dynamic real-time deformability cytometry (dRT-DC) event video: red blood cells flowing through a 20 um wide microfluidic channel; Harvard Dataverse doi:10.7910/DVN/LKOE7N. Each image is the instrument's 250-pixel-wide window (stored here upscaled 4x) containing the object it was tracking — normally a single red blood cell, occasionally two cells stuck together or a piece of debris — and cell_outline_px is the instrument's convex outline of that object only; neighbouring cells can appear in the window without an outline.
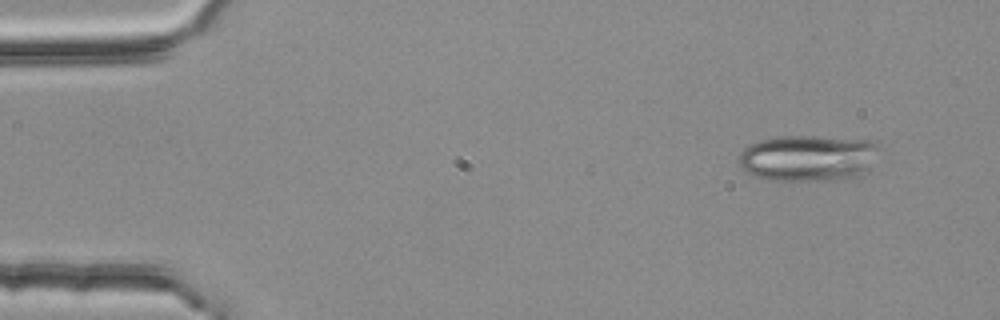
{"species": "common noctule bat (a hibernating species)", "species_latin": "Nyctalus noctula", "temperature_condition": "room temperature", "stored_images_in_passage": 3, "camera_frame_rate_fps": 3000, "um_per_image_px": 0.085, "animal": {"sex": "female", "body_mass_g": 25.1}, "frame": {"image": 1, "passage_image": 1, "time_ms": 0.0, "image_size_px": [1000, 320], "cell_outline_px": [[884, 144], [864, 168], [860, 172], [852, 176], [836, 180], [792, 184], [752, 176], [740, 168], [736, 160], [740, 152], [744, 148], [760, 140], [780, 136], [812, 136], [880, 140]], "centroid_in_image_um": [68.62, 13.45], "position_along_channel_um": 16.4, "area_um2": 38.84}}